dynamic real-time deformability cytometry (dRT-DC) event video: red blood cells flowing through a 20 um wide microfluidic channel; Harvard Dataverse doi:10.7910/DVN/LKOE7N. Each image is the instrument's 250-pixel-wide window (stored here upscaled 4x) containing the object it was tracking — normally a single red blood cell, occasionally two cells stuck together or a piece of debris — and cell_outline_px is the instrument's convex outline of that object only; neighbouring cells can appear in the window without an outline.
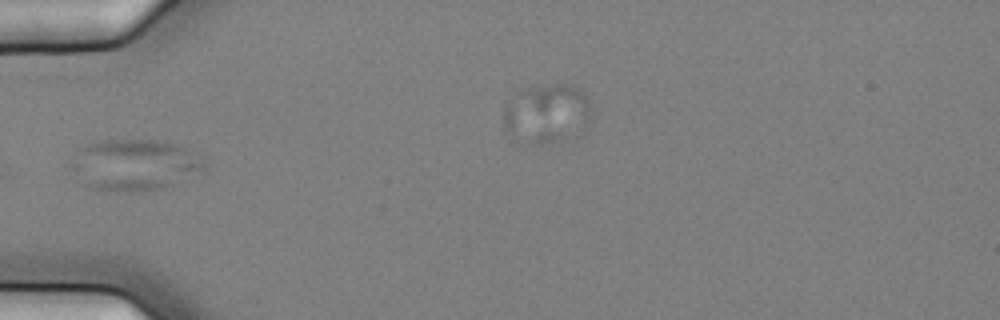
{"species": "common noctule bat (a hibernating species)", "species_latin": "Nyctalus noctula", "temperature_condition": "cold", "stored_images_in_passage": 5, "camera_frame_rate_fps": 3000, "um_per_image_px": 0.085, "animal": {"sex": "female", "body_mass_g": 25.1}, "frame": {"image": 1, "passage_image": 1, "time_ms": 0.0, "image_size_px": [1000, 320], "cell_outline_px": [[208, 172], [160, 188], [144, 192], [108, 192], [92, 188], [80, 152], [80, 148], [88, 144], [100, 140], [156, 140], [176, 144], [208, 156]], "centroid_in_image_um": [11.88, 14.0], "position_along_channel_um": 73.1, "area_um2": 38.44}}